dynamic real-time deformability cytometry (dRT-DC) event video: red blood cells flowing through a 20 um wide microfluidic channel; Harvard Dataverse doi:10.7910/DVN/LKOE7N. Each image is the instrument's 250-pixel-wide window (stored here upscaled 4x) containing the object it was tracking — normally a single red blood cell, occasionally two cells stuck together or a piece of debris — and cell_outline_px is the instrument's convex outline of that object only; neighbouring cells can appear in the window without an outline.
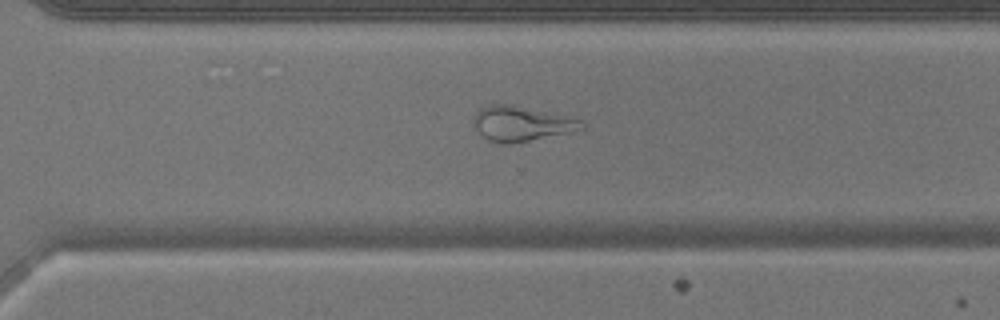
{"species": "common noctule bat (a hibernating species)", "species_latin": "Nyctalus noctula", "temperature_condition": "warm", "stored_images_in_passage": 44, "camera_frame_rate_fps": 3000, "um_per_image_px": 0.085, "animal": {"sex": "male", "body_mass_g": 17.9}, "frame": {"image": 1, "passage_image": 29, "time_ms": 9.333, "image_size_px": [1000, 320], "cell_outline_px": [[584, 128], [568, 132], [528, 140], [488, 140], [472, 124], [472, 120], [476, 112], [480, 108], [492, 104], [508, 104], [556, 112], [580, 120], [584, 124]], "centroid_in_image_um": [44.34, 10.43], "position_along_channel_um": 326.3, "area_um2": 21.21}}
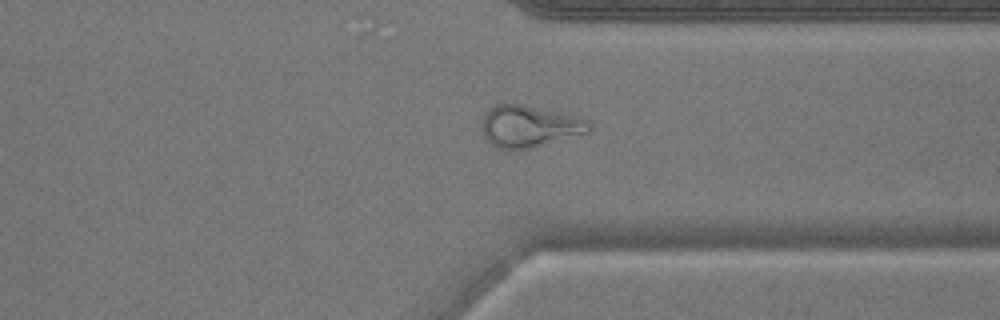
{"frame": {"image": 2, "passage_image": 32, "time_ms": 10.333, "image_size_px": [1000, 320], "cell_outline_px": [[592, 128], [588, 132], [532, 148], [500, 148], [492, 144], [484, 136], [484, 112], [488, 108], [496, 104], [520, 104], [580, 116], [588, 120]], "centroid_in_image_um": [45.04, 10.71], "position_along_channel_um": 366.4, "area_um2": 25.72}}
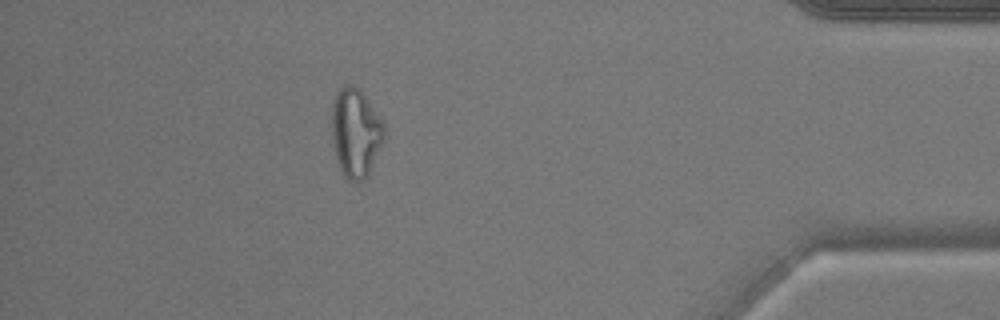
{"frame": {"image": 3, "passage_image": 38, "time_ms": 12.333, "image_size_px": [1000, 320], "cell_outline_px": [[384, 132], [380, 144], [368, 176], [364, 180], [356, 184], [348, 180], [344, 176], [336, 160], [332, 144], [328, 124], [332, 100], [336, 92], [344, 84], [352, 84], [364, 96], [384, 124]], "centroid_in_image_um": [30.12, 11.29], "position_along_channel_um": 405.1, "area_um2": 27.51}}